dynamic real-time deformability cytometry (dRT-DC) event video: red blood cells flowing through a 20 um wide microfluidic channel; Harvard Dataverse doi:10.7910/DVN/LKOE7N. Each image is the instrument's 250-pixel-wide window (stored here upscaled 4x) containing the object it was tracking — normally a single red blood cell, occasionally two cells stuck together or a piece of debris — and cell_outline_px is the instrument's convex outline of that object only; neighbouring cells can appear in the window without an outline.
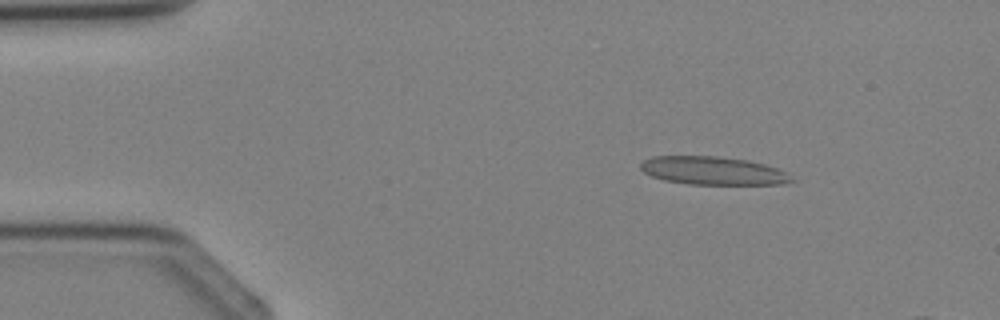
{"species": "Egyptian fruit bat (a non-hibernating species)", "species_latin": "Rousettus aegyptiacus", "temperature_condition": "cold", "stored_images_in_passage": 4, "segment_of_instrument_passage": [1, 2], "camera_frame_rate_fps": 3000, "um_per_image_px": 0.085, "animal": {"sex": "female"}, "frame": {"image": 1, "passage_image": 2, "time_ms": 1.0, "image_size_px": [1000, 320], "cell_outline_px": [[796, 180], [780, 184], [688, 184], [664, 180], [652, 176], [644, 172], [640, 168], [640, 164], [644, 160], [652, 156], [716, 156], [748, 160], [764, 164], [776, 168], [784, 172]], "centroid_in_image_um": [60.57, 14.5], "position_along_channel_um": 24.4, "area_um2": 24.62}}